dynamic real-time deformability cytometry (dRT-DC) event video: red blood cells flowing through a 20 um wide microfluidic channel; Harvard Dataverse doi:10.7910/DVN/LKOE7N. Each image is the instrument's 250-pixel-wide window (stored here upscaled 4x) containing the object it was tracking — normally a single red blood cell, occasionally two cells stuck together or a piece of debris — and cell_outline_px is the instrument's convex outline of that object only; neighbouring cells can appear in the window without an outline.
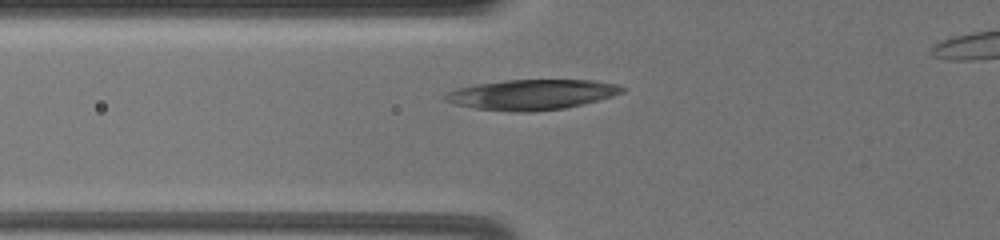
{"species": "common noctule bat (a hibernating species)", "species_latin": "Nyctalus noctula", "temperature_condition": "warm", "stored_images_in_passage": 36, "camera_frame_rate_fps": 3000, "um_per_image_px": 0.085, "animal": {"sex": "female", "body_mass_g": 19.5, "forearm_length_mm": 54.1}, "frame": {"image": 1, "passage_image": 2, "time_ms": 0.333, "image_size_px": [1000, 240], "cell_outline_px": [[624, 88], [620, 92], [612, 96], [564, 108], [532, 112], [512, 112], [476, 108], [456, 104], [444, 100], [440, 96], [456, 88], [476, 84], [504, 80], [592, 80], [616, 84]], "centroid_in_image_um": [45.11, 8.04], "position_along_channel_um": 80.7, "area_um2": 30.92}}
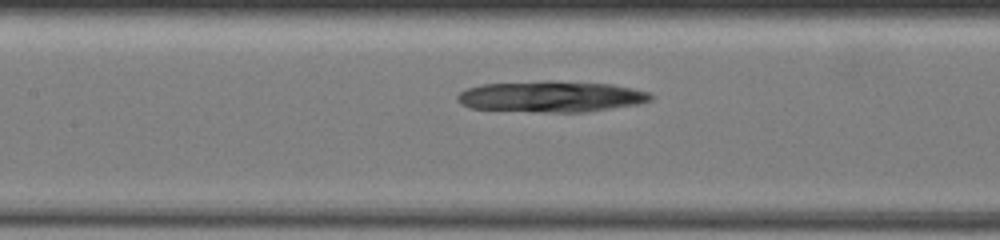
{"frame": {"image": 2, "passage_image": 9, "time_ms": 2.667, "image_size_px": [1000, 240], "cell_outline_px": [[652, 100], [636, 104], [580, 112], [540, 112], [472, 108], [464, 104], [456, 96], [460, 92], [468, 88], [484, 84], [544, 80], [552, 80], [612, 84], [632, 88], [648, 92], [652, 96]], "centroid_in_image_um": [46.85, 8.19], "position_along_channel_um": 160.5, "area_um2": 34.68}}
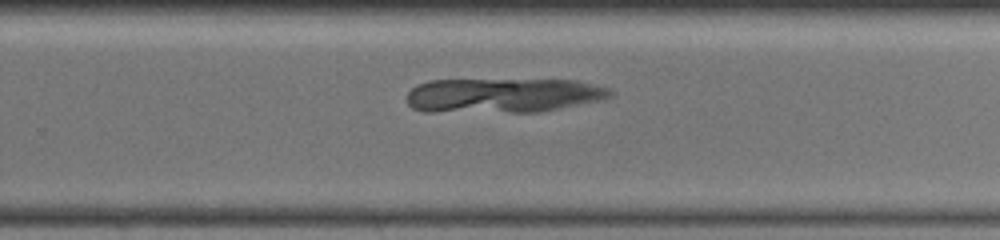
{"frame": {"image": 3, "passage_image": 20, "time_ms": 6.333, "image_size_px": [1000, 240], "cell_outline_px": [[612, 96], [600, 100], [536, 112], [428, 112], [412, 108], [408, 104], [408, 92], [412, 88], [428, 80], [576, 80], [608, 88], [612, 92]], "centroid_in_image_um": [42.71, 8.11], "position_along_channel_um": 287.1, "area_um2": 40.81}}